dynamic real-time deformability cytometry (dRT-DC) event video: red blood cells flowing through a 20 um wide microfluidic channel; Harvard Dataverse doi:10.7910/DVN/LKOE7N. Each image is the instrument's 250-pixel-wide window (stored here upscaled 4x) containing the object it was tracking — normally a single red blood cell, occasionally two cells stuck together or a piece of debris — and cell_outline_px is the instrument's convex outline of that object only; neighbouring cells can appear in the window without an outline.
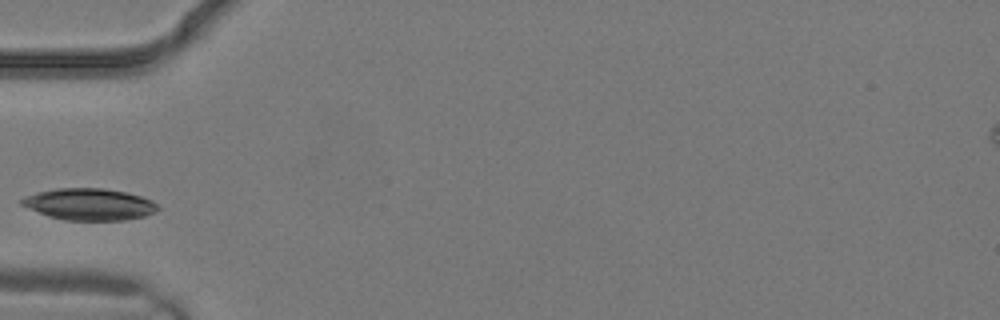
{"species": "common noctule bat (a hibernating species)", "species_latin": "Nyctalus noctula", "temperature_condition": "warm", "stored_images_in_passage": 1, "camera_frame_rate_fps": 3000, "um_per_image_px": 0.085, "animal": {"sex": "male", "body_mass_g": 19.2, "forearm_length_mm": 51.8}, "frame": {"image": 1, "passage_image": 1, "time_ms": 0.0, "image_size_px": [1000, 320], "cell_outline_px": [[160, 208], [144, 216], [124, 220], [64, 220], [48, 216], [28, 208], [20, 204], [20, 200], [24, 196], [36, 192], [56, 188], [104, 188], [124, 192], [140, 196], [152, 200]], "centroid_in_image_um": [7.54, 17.36], "position_along_channel_um": 77.5, "area_um2": 25.09}}